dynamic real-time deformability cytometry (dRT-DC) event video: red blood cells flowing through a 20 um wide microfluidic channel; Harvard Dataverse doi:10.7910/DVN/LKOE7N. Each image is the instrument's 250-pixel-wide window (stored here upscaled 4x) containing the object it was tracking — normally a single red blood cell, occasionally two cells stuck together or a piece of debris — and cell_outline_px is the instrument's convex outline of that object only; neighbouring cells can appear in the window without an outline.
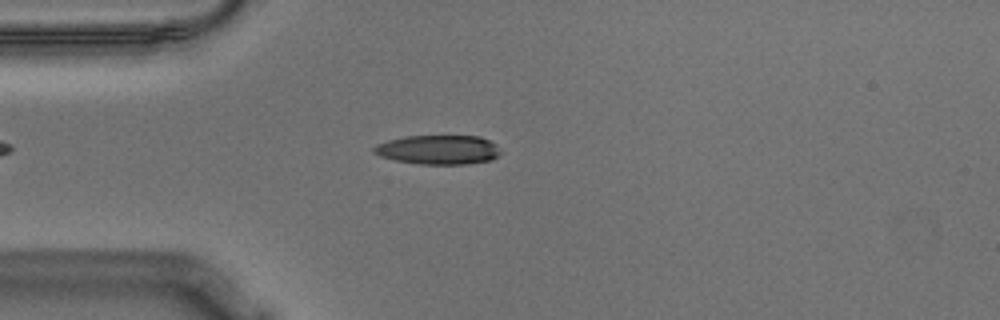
{"species": "Egyptian fruit bat (a non-hibernating species)", "species_latin": "Rousettus aegyptiacus", "temperature_condition": "warm", "stored_images_in_passage": 52, "camera_frame_rate_fps": 3000, "um_per_image_px": 0.085, "animal": {"sex": "male"}, "frame": {"image": 1, "passage_image": 11, "time_ms": 3.333, "image_size_px": [1000, 320], "cell_outline_px": [[500, 152], [492, 160], [464, 164], [420, 164], [396, 160], [380, 156], [372, 152], [372, 148], [376, 144], [388, 140], [404, 136], [480, 136], [496, 144]], "centroid_in_image_um": [37.23, 12.72], "position_along_channel_um": 47.8, "area_um2": 21.56}}
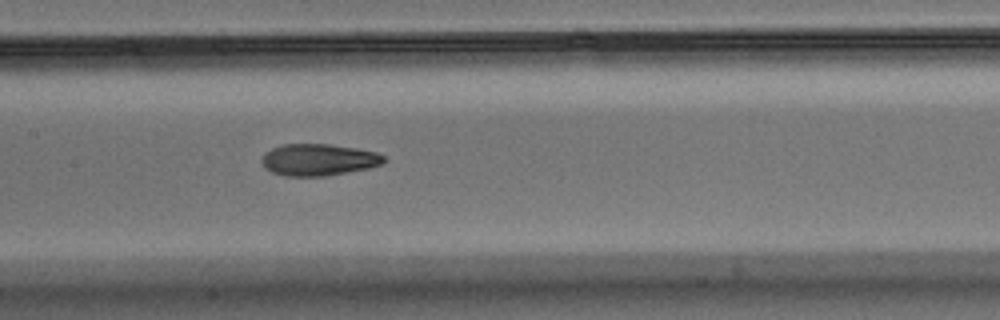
{"frame": {"image": 2, "passage_image": 23, "time_ms": 7.333, "image_size_px": [1000, 320], "cell_outline_px": [[388, 160], [384, 164], [368, 168], [324, 176], [284, 176], [272, 172], [264, 168], [260, 160], [264, 152], [272, 148], [284, 144], [328, 144], [356, 148], [376, 152], [384, 156]], "centroid_in_image_um": [27.06, 13.58], "position_along_channel_um": 180.3, "area_um2": 22.77}}
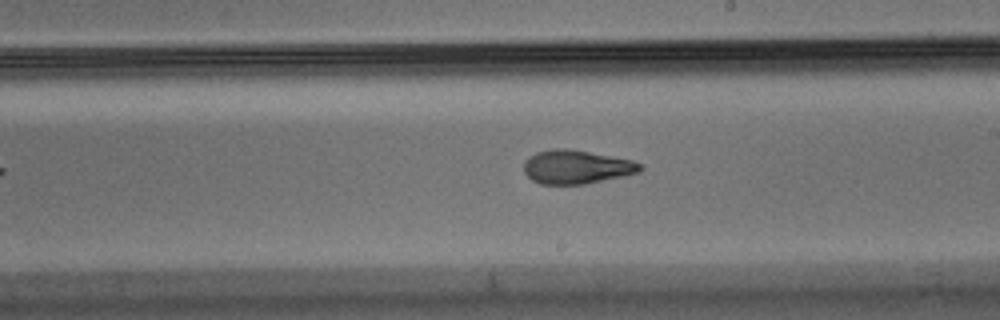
{"frame": {"image": 3, "passage_image": 28, "time_ms": 9.0, "image_size_px": [1000, 320], "cell_outline_px": [[644, 168], [640, 172], [624, 176], [584, 184], [540, 184], [532, 180], [524, 172], [524, 160], [528, 156], [536, 152], [552, 148], [568, 148], [632, 160], [640, 164]], "centroid_in_image_um": [48.97, 14.18], "position_along_channel_um": 240.0, "area_um2": 22.95}, "authors_computed_cell_mechanics": {"area_um2": 22.8888, "velocity_mm_per_s": 3.5932, "shape_relaxation_time_tau1_ms": 9.3247, "shape_relaxation_time_tau2_ms": 1.9065, "deformation_change_tau1": 0.2471, "deformation_change_tau2": 0.0922}}